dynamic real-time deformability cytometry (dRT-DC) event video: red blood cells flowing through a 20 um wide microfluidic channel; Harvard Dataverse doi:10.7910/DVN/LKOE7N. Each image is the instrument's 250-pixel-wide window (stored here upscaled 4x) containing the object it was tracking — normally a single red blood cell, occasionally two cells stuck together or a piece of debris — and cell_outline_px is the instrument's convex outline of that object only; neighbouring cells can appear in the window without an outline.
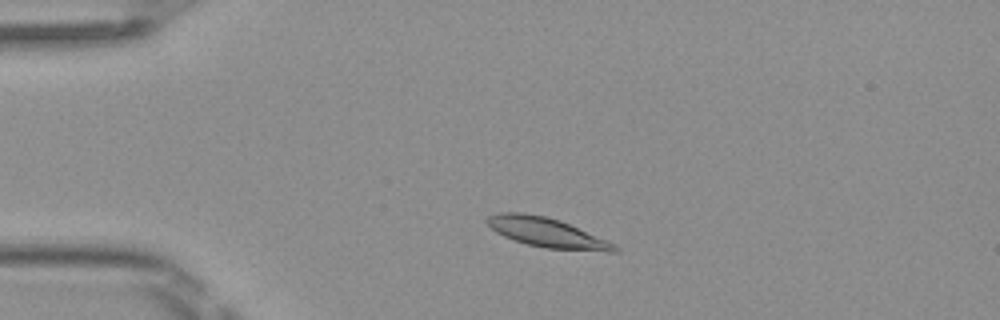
{"species": "Egyptian fruit bat (a non-hibernating species)", "species_latin": "Rousettus aegyptiacus", "temperature_condition": "room temperature", "stored_images_in_passage": 46, "camera_frame_rate_fps": 3000, "um_per_image_px": 0.085, "frame": {"image": 1, "passage_image": 7, "time_ms": 2.0, "image_size_px": [1000, 320], "cell_outline_px": [[620, 252], [608, 252], [544, 248], [528, 244], [504, 236], [496, 232], [484, 220], [488, 216], [500, 212], [520, 212], [544, 216], [560, 220], [616, 244], [620, 248]], "centroid_in_image_um": [46.52, 19.78], "position_along_channel_um": 38.5, "area_um2": 21.85}}
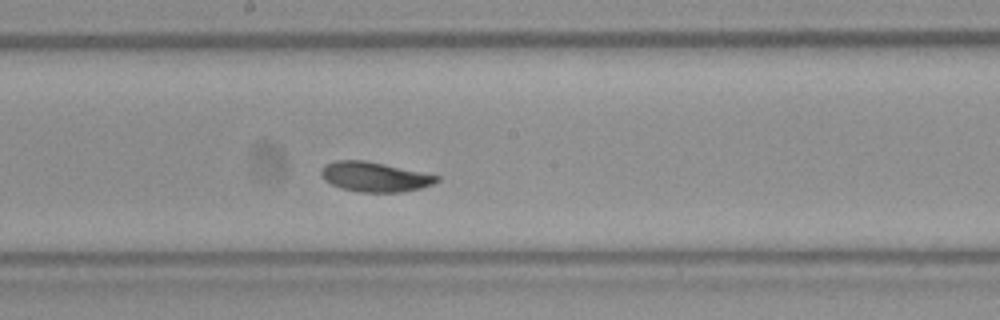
{"frame": {"image": 2, "passage_image": 23, "time_ms": 7.333, "image_size_px": [1000, 320], "cell_outline_px": [[440, 180], [432, 184], [420, 188], [400, 192], [360, 192], [340, 188], [324, 180], [320, 172], [320, 168], [324, 164], [336, 160], [364, 160], [384, 164], [440, 176]], "centroid_in_image_um": [31.8, 15.02], "position_along_channel_um": 216.4, "area_um2": 20.0}}
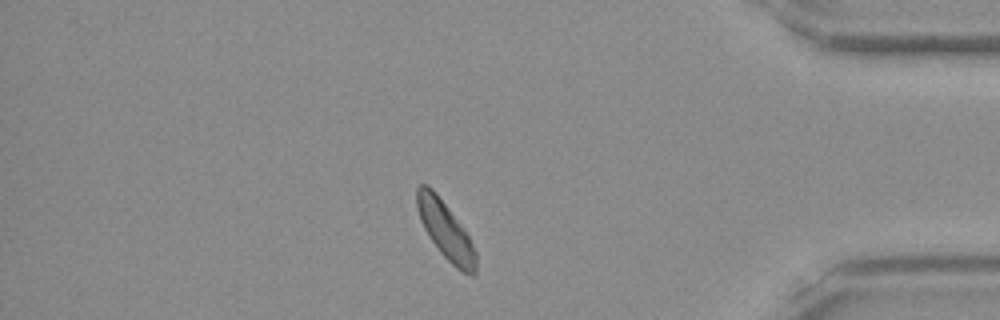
{"frame": {"image": 3, "passage_image": 39, "time_ms": 12.667, "image_size_px": [1000, 320], "cell_outline_px": [[476, 272], [472, 276], [456, 268], [440, 252], [428, 236], [420, 220], [416, 208], [416, 188], [420, 184], [428, 184], [436, 192], [468, 236], [476, 252]], "centroid_in_image_um": [37.83, 19.56], "position_along_channel_um": 397.4, "area_um2": 19.48}, "authors_computed_cell_mechanics": {"area_um2": 20.1722, "velocity_mm_per_s": 4.0004, "shape_relaxation_time_tau1_ms": 2.7506, "shape_relaxation_time_tau2_ms": 2.772, "deformation_change_tau1": 0.0935, "deformation_change_tau2": 0.0592}}